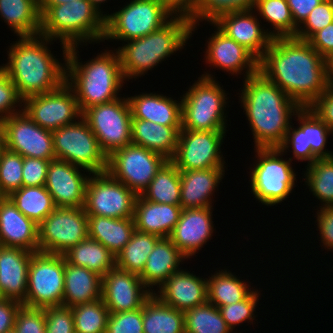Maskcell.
Masks as SVG:
<instances>
[{
  "label": "cell",
  "instance_id": "cell-34",
  "mask_svg": "<svg viewBox=\"0 0 333 333\" xmlns=\"http://www.w3.org/2000/svg\"><path fill=\"white\" fill-rule=\"evenodd\" d=\"M135 230L133 218L88 215V237L100 242L115 257L130 241Z\"/></svg>",
  "mask_w": 333,
  "mask_h": 333
},
{
  "label": "cell",
  "instance_id": "cell-15",
  "mask_svg": "<svg viewBox=\"0 0 333 333\" xmlns=\"http://www.w3.org/2000/svg\"><path fill=\"white\" fill-rule=\"evenodd\" d=\"M137 195L107 171L92 173L86 186L84 210L87 215L133 218Z\"/></svg>",
  "mask_w": 333,
  "mask_h": 333
},
{
  "label": "cell",
  "instance_id": "cell-43",
  "mask_svg": "<svg viewBox=\"0 0 333 333\" xmlns=\"http://www.w3.org/2000/svg\"><path fill=\"white\" fill-rule=\"evenodd\" d=\"M264 22L273 26L272 37H295L297 26L294 24L287 0H256L253 8Z\"/></svg>",
  "mask_w": 333,
  "mask_h": 333
},
{
  "label": "cell",
  "instance_id": "cell-57",
  "mask_svg": "<svg viewBox=\"0 0 333 333\" xmlns=\"http://www.w3.org/2000/svg\"><path fill=\"white\" fill-rule=\"evenodd\" d=\"M317 213L316 225L320 233V240L325 249L333 250V207H321Z\"/></svg>",
  "mask_w": 333,
  "mask_h": 333
},
{
  "label": "cell",
  "instance_id": "cell-11",
  "mask_svg": "<svg viewBox=\"0 0 333 333\" xmlns=\"http://www.w3.org/2000/svg\"><path fill=\"white\" fill-rule=\"evenodd\" d=\"M64 272V255L34 252L28 266L26 298L22 304L31 308L62 305Z\"/></svg>",
  "mask_w": 333,
  "mask_h": 333
},
{
  "label": "cell",
  "instance_id": "cell-5",
  "mask_svg": "<svg viewBox=\"0 0 333 333\" xmlns=\"http://www.w3.org/2000/svg\"><path fill=\"white\" fill-rule=\"evenodd\" d=\"M192 26L188 15L175 14L158 30L118 47L116 51L125 81L145 75L165 58L183 49L193 35Z\"/></svg>",
  "mask_w": 333,
  "mask_h": 333
},
{
  "label": "cell",
  "instance_id": "cell-44",
  "mask_svg": "<svg viewBox=\"0 0 333 333\" xmlns=\"http://www.w3.org/2000/svg\"><path fill=\"white\" fill-rule=\"evenodd\" d=\"M183 313L185 333H232L218 308L208 301Z\"/></svg>",
  "mask_w": 333,
  "mask_h": 333
},
{
  "label": "cell",
  "instance_id": "cell-66",
  "mask_svg": "<svg viewBox=\"0 0 333 333\" xmlns=\"http://www.w3.org/2000/svg\"><path fill=\"white\" fill-rule=\"evenodd\" d=\"M331 74H332V82H333V63L331 64Z\"/></svg>",
  "mask_w": 333,
  "mask_h": 333
},
{
  "label": "cell",
  "instance_id": "cell-51",
  "mask_svg": "<svg viewBox=\"0 0 333 333\" xmlns=\"http://www.w3.org/2000/svg\"><path fill=\"white\" fill-rule=\"evenodd\" d=\"M106 333H143V307L134 311L109 313Z\"/></svg>",
  "mask_w": 333,
  "mask_h": 333
},
{
  "label": "cell",
  "instance_id": "cell-58",
  "mask_svg": "<svg viewBox=\"0 0 333 333\" xmlns=\"http://www.w3.org/2000/svg\"><path fill=\"white\" fill-rule=\"evenodd\" d=\"M22 305L16 300L7 298L0 301V333L14 330L16 315Z\"/></svg>",
  "mask_w": 333,
  "mask_h": 333
},
{
  "label": "cell",
  "instance_id": "cell-18",
  "mask_svg": "<svg viewBox=\"0 0 333 333\" xmlns=\"http://www.w3.org/2000/svg\"><path fill=\"white\" fill-rule=\"evenodd\" d=\"M23 111L37 125L51 131L82 117L74 91L66 82L51 92L26 98Z\"/></svg>",
  "mask_w": 333,
  "mask_h": 333
},
{
  "label": "cell",
  "instance_id": "cell-45",
  "mask_svg": "<svg viewBox=\"0 0 333 333\" xmlns=\"http://www.w3.org/2000/svg\"><path fill=\"white\" fill-rule=\"evenodd\" d=\"M71 309L75 333H106L109 311L102 298Z\"/></svg>",
  "mask_w": 333,
  "mask_h": 333
},
{
  "label": "cell",
  "instance_id": "cell-16",
  "mask_svg": "<svg viewBox=\"0 0 333 333\" xmlns=\"http://www.w3.org/2000/svg\"><path fill=\"white\" fill-rule=\"evenodd\" d=\"M299 126L290 125L284 142L279 149L286 153L289 147L298 161L312 164L318 158L333 157V152L325 149L329 135L333 131L309 107H301L295 114ZM327 150V151H326Z\"/></svg>",
  "mask_w": 333,
  "mask_h": 333
},
{
  "label": "cell",
  "instance_id": "cell-42",
  "mask_svg": "<svg viewBox=\"0 0 333 333\" xmlns=\"http://www.w3.org/2000/svg\"><path fill=\"white\" fill-rule=\"evenodd\" d=\"M306 167V187L323 203L321 207H333V157L318 158Z\"/></svg>",
  "mask_w": 333,
  "mask_h": 333
},
{
  "label": "cell",
  "instance_id": "cell-37",
  "mask_svg": "<svg viewBox=\"0 0 333 333\" xmlns=\"http://www.w3.org/2000/svg\"><path fill=\"white\" fill-rule=\"evenodd\" d=\"M63 255L69 264L85 267L102 277L115 267L114 254L100 242L89 237Z\"/></svg>",
  "mask_w": 333,
  "mask_h": 333
},
{
  "label": "cell",
  "instance_id": "cell-52",
  "mask_svg": "<svg viewBox=\"0 0 333 333\" xmlns=\"http://www.w3.org/2000/svg\"><path fill=\"white\" fill-rule=\"evenodd\" d=\"M46 321L45 333H75L71 307L49 306L43 308Z\"/></svg>",
  "mask_w": 333,
  "mask_h": 333
},
{
  "label": "cell",
  "instance_id": "cell-48",
  "mask_svg": "<svg viewBox=\"0 0 333 333\" xmlns=\"http://www.w3.org/2000/svg\"><path fill=\"white\" fill-rule=\"evenodd\" d=\"M259 291L253 289V291L242 301L237 303H232L226 306L218 307V310L221 313V316L227 323V326L233 331L236 325L239 326L243 322H253L255 320V307L257 308V303L259 302L258 298Z\"/></svg>",
  "mask_w": 333,
  "mask_h": 333
},
{
  "label": "cell",
  "instance_id": "cell-29",
  "mask_svg": "<svg viewBox=\"0 0 333 333\" xmlns=\"http://www.w3.org/2000/svg\"><path fill=\"white\" fill-rule=\"evenodd\" d=\"M180 205L159 204L137 196L134 206V224L139 232L168 238L179 221Z\"/></svg>",
  "mask_w": 333,
  "mask_h": 333
},
{
  "label": "cell",
  "instance_id": "cell-60",
  "mask_svg": "<svg viewBox=\"0 0 333 333\" xmlns=\"http://www.w3.org/2000/svg\"><path fill=\"white\" fill-rule=\"evenodd\" d=\"M200 2V0H167L169 7L176 14L188 15Z\"/></svg>",
  "mask_w": 333,
  "mask_h": 333
},
{
  "label": "cell",
  "instance_id": "cell-65",
  "mask_svg": "<svg viewBox=\"0 0 333 333\" xmlns=\"http://www.w3.org/2000/svg\"><path fill=\"white\" fill-rule=\"evenodd\" d=\"M3 299H5V297L3 296L1 290H0V301H2Z\"/></svg>",
  "mask_w": 333,
  "mask_h": 333
},
{
  "label": "cell",
  "instance_id": "cell-13",
  "mask_svg": "<svg viewBox=\"0 0 333 333\" xmlns=\"http://www.w3.org/2000/svg\"><path fill=\"white\" fill-rule=\"evenodd\" d=\"M167 161L161 154L129 144L107 157L106 171L139 196Z\"/></svg>",
  "mask_w": 333,
  "mask_h": 333
},
{
  "label": "cell",
  "instance_id": "cell-61",
  "mask_svg": "<svg viewBox=\"0 0 333 333\" xmlns=\"http://www.w3.org/2000/svg\"><path fill=\"white\" fill-rule=\"evenodd\" d=\"M90 4L91 7L98 13L99 16H101L104 20H106L108 18L107 13L103 14V12L101 11V4L105 1L107 2V0H87Z\"/></svg>",
  "mask_w": 333,
  "mask_h": 333
},
{
  "label": "cell",
  "instance_id": "cell-24",
  "mask_svg": "<svg viewBox=\"0 0 333 333\" xmlns=\"http://www.w3.org/2000/svg\"><path fill=\"white\" fill-rule=\"evenodd\" d=\"M212 207L182 209L169 238L188 259L211 240L214 231Z\"/></svg>",
  "mask_w": 333,
  "mask_h": 333
},
{
  "label": "cell",
  "instance_id": "cell-64",
  "mask_svg": "<svg viewBox=\"0 0 333 333\" xmlns=\"http://www.w3.org/2000/svg\"><path fill=\"white\" fill-rule=\"evenodd\" d=\"M6 196L1 192V190H0V203H1V201L5 198Z\"/></svg>",
  "mask_w": 333,
  "mask_h": 333
},
{
  "label": "cell",
  "instance_id": "cell-10",
  "mask_svg": "<svg viewBox=\"0 0 333 333\" xmlns=\"http://www.w3.org/2000/svg\"><path fill=\"white\" fill-rule=\"evenodd\" d=\"M52 136L57 160L67 161L89 173L106 172L107 156L83 117L75 123L53 130Z\"/></svg>",
  "mask_w": 333,
  "mask_h": 333
},
{
  "label": "cell",
  "instance_id": "cell-2",
  "mask_svg": "<svg viewBox=\"0 0 333 333\" xmlns=\"http://www.w3.org/2000/svg\"><path fill=\"white\" fill-rule=\"evenodd\" d=\"M241 106L254 137V148L279 147L301 106L280 87L257 72L243 81Z\"/></svg>",
  "mask_w": 333,
  "mask_h": 333
},
{
  "label": "cell",
  "instance_id": "cell-3",
  "mask_svg": "<svg viewBox=\"0 0 333 333\" xmlns=\"http://www.w3.org/2000/svg\"><path fill=\"white\" fill-rule=\"evenodd\" d=\"M9 46L8 61L0 67L8 74L20 97L45 94L60 87L66 78V60L59 62L50 48L53 39L42 35L18 37Z\"/></svg>",
  "mask_w": 333,
  "mask_h": 333
},
{
  "label": "cell",
  "instance_id": "cell-27",
  "mask_svg": "<svg viewBox=\"0 0 333 333\" xmlns=\"http://www.w3.org/2000/svg\"><path fill=\"white\" fill-rule=\"evenodd\" d=\"M33 253L0 245V290L5 298L25 301L28 266Z\"/></svg>",
  "mask_w": 333,
  "mask_h": 333
},
{
  "label": "cell",
  "instance_id": "cell-7",
  "mask_svg": "<svg viewBox=\"0 0 333 333\" xmlns=\"http://www.w3.org/2000/svg\"><path fill=\"white\" fill-rule=\"evenodd\" d=\"M181 130L227 131V94L215 76L205 72L180 97Z\"/></svg>",
  "mask_w": 333,
  "mask_h": 333
},
{
  "label": "cell",
  "instance_id": "cell-55",
  "mask_svg": "<svg viewBox=\"0 0 333 333\" xmlns=\"http://www.w3.org/2000/svg\"><path fill=\"white\" fill-rule=\"evenodd\" d=\"M332 131H333V82L309 106Z\"/></svg>",
  "mask_w": 333,
  "mask_h": 333
},
{
  "label": "cell",
  "instance_id": "cell-59",
  "mask_svg": "<svg viewBox=\"0 0 333 333\" xmlns=\"http://www.w3.org/2000/svg\"><path fill=\"white\" fill-rule=\"evenodd\" d=\"M322 1L324 0H287L294 24L299 27Z\"/></svg>",
  "mask_w": 333,
  "mask_h": 333
},
{
  "label": "cell",
  "instance_id": "cell-9",
  "mask_svg": "<svg viewBox=\"0 0 333 333\" xmlns=\"http://www.w3.org/2000/svg\"><path fill=\"white\" fill-rule=\"evenodd\" d=\"M255 165L253 164L249 180L251 193L263 205L274 206L294 190L296 173L291 165L292 158L285 160L279 147L255 148ZM282 155V156H281ZM281 158H280V157Z\"/></svg>",
  "mask_w": 333,
  "mask_h": 333
},
{
  "label": "cell",
  "instance_id": "cell-38",
  "mask_svg": "<svg viewBox=\"0 0 333 333\" xmlns=\"http://www.w3.org/2000/svg\"><path fill=\"white\" fill-rule=\"evenodd\" d=\"M227 270H218L207 278L208 302L217 308L242 301L253 291L245 280Z\"/></svg>",
  "mask_w": 333,
  "mask_h": 333
},
{
  "label": "cell",
  "instance_id": "cell-47",
  "mask_svg": "<svg viewBox=\"0 0 333 333\" xmlns=\"http://www.w3.org/2000/svg\"><path fill=\"white\" fill-rule=\"evenodd\" d=\"M23 157L5 149L0 159V190L5 196L22 187Z\"/></svg>",
  "mask_w": 333,
  "mask_h": 333
},
{
  "label": "cell",
  "instance_id": "cell-62",
  "mask_svg": "<svg viewBox=\"0 0 333 333\" xmlns=\"http://www.w3.org/2000/svg\"><path fill=\"white\" fill-rule=\"evenodd\" d=\"M73 0H38V6H56Z\"/></svg>",
  "mask_w": 333,
  "mask_h": 333
},
{
  "label": "cell",
  "instance_id": "cell-40",
  "mask_svg": "<svg viewBox=\"0 0 333 333\" xmlns=\"http://www.w3.org/2000/svg\"><path fill=\"white\" fill-rule=\"evenodd\" d=\"M180 170L168 160L156 173L141 196L159 204L180 205Z\"/></svg>",
  "mask_w": 333,
  "mask_h": 333
},
{
  "label": "cell",
  "instance_id": "cell-1",
  "mask_svg": "<svg viewBox=\"0 0 333 333\" xmlns=\"http://www.w3.org/2000/svg\"><path fill=\"white\" fill-rule=\"evenodd\" d=\"M259 72L301 107H308L332 81L331 63L295 37L273 38L259 60Z\"/></svg>",
  "mask_w": 333,
  "mask_h": 333
},
{
  "label": "cell",
  "instance_id": "cell-25",
  "mask_svg": "<svg viewBox=\"0 0 333 333\" xmlns=\"http://www.w3.org/2000/svg\"><path fill=\"white\" fill-rule=\"evenodd\" d=\"M158 289L153 294L161 302L183 312L208 301L207 278L186 269L173 273Z\"/></svg>",
  "mask_w": 333,
  "mask_h": 333
},
{
  "label": "cell",
  "instance_id": "cell-8",
  "mask_svg": "<svg viewBox=\"0 0 333 333\" xmlns=\"http://www.w3.org/2000/svg\"><path fill=\"white\" fill-rule=\"evenodd\" d=\"M105 20L104 40L144 37L165 25L176 13L167 0H131Z\"/></svg>",
  "mask_w": 333,
  "mask_h": 333
},
{
  "label": "cell",
  "instance_id": "cell-31",
  "mask_svg": "<svg viewBox=\"0 0 333 333\" xmlns=\"http://www.w3.org/2000/svg\"><path fill=\"white\" fill-rule=\"evenodd\" d=\"M184 259L187 258L169 237L160 238L148 256L145 268L139 277L144 286L154 293L151 288L154 286L159 288L173 273L180 270L179 265Z\"/></svg>",
  "mask_w": 333,
  "mask_h": 333
},
{
  "label": "cell",
  "instance_id": "cell-20",
  "mask_svg": "<svg viewBox=\"0 0 333 333\" xmlns=\"http://www.w3.org/2000/svg\"><path fill=\"white\" fill-rule=\"evenodd\" d=\"M152 294L135 273L114 267L102 277V299L109 313L137 310Z\"/></svg>",
  "mask_w": 333,
  "mask_h": 333
},
{
  "label": "cell",
  "instance_id": "cell-21",
  "mask_svg": "<svg viewBox=\"0 0 333 333\" xmlns=\"http://www.w3.org/2000/svg\"><path fill=\"white\" fill-rule=\"evenodd\" d=\"M80 168L67 161H50L44 186L56 207H84L86 186L92 173L87 176L84 173L89 171Z\"/></svg>",
  "mask_w": 333,
  "mask_h": 333
},
{
  "label": "cell",
  "instance_id": "cell-32",
  "mask_svg": "<svg viewBox=\"0 0 333 333\" xmlns=\"http://www.w3.org/2000/svg\"><path fill=\"white\" fill-rule=\"evenodd\" d=\"M181 126H165L141 119L131 121L132 144L171 160L176 152Z\"/></svg>",
  "mask_w": 333,
  "mask_h": 333
},
{
  "label": "cell",
  "instance_id": "cell-33",
  "mask_svg": "<svg viewBox=\"0 0 333 333\" xmlns=\"http://www.w3.org/2000/svg\"><path fill=\"white\" fill-rule=\"evenodd\" d=\"M102 298V276L65 259L62 305L73 307Z\"/></svg>",
  "mask_w": 333,
  "mask_h": 333
},
{
  "label": "cell",
  "instance_id": "cell-35",
  "mask_svg": "<svg viewBox=\"0 0 333 333\" xmlns=\"http://www.w3.org/2000/svg\"><path fill=\"white\" fill-rule=\"evenodd\" d=\"M0 17L16 36L40 35L38 0H0Z\"/></svg>",
  "mask_w": 333,
  "mask_h": 333
},
{
  "label": "cell",
  "instance_id": "cell-49",
  "mask_svg": "<svg viewBox=\"0 0 333 333\" xmlns=\"http://www.w3.org/2000/svg\"><path fill=\"white\" fill-rule=\"evenodd\" d=\"M333 22V0L318 4L297 28L295 38L308 41L317 31Z\"/></svg>",
  "mask_w": 333,
  "mask_h": 333
},
{
  "label": "cell",
  "instance_id": "cell-22",
  "mask_svg": "<svg viewBox=\"0 0 333 333\" xmlns=\"http://www.w3.org/2000/svg\"><path fill=\"white\" fill-rule=\"evenodd\" d=\"M216 31L208 38L205 60L211 67L238 76L245 70L244 79L259 71V60L245 47L224 34L214 23Z\"/></svg>",
  "mask_w": 333,
  "mask_h": 333
},
{
  "label": "cell",
  "instance_id": "cell-67",
  "mask_svg": "<svg viewBox=\"0 0 333 333\" xmlns=\"http://www.w3.org/2000/svg\"><path fill=\"white\" fill-rule=\"evenodd\" d=\"M8 333H16V332H15V330H12V331H10V332H8Z\"/></svg>",
  "mask_w": 333,
  "mask_h": 333
},
{
  "label": "cell",
  "instance_id": "cell-19",
  "mask_svg": "<svg viewBox=\"0 0 333 333\" xmlns=\"http://www.w3.org/2000/svg\"><path fill=\"white\" fill-rule=\"evenodd\" d=\"M6 149L22 157L55 160L52 131L37 125L24 111L0 123Z\"/></svg>",
  "mask_w": 333,
  "mask_h": 333
},
{
  "label": "cell",
  "instance_id": "cell-36",
  "mask_svg": "<svg viewBox=\"0 0 333 333\" xmlns=\"http://www.w3.org/2000/svg\"><path fill=\"white\" fill-rule=\"evenodd\" d=\"M143 333H185L183 311L164 304L152 294L143 305Z\"/></svg>",
  "mask_w": 333,
  "mask_h": 333
},
{
  "label": "cell",
  "instance_id": "cell-63",
  "mask_svg": "<svg viewBox=\"0 0 333 333\" xmlns=\"http://www.w3.org/2000/svg\"><path fill=\"white\" fill-rule=\"evenodd\" d=\"M6 149V144H5V137L3 132L0 130V159L2 152Z\"/></svg>",
  "mask_w": 333,
  "mask_h": 333
},
{
  "label": "cell",
  "instance_id": "cell-12",
  "mask_svg": "<svg viewBox=\"0 0 333 333\" xmlns=\"http://www.w3.org/2000/svg\"><path fill=\"white\" fill-rule=\"evenodd\" d=\"M82 117L87 121L107 157L115 150L132 144V115L126 97L94 105L86 109Z\"/></svg>",
  "mask_w": 333,
  "mask_h": 333
},
{
  "label": "cell",
  "instance_id": "cell-30",
  "mask_svg": "<svg viewBox=\"0 0 333 333\" xmlns=\"http://www.w3.org/2000/svg\"><path fill=\"white\" fill-rule=\"evenodd\" d=\"M156 93H142L129 101L132 119H141L165 126H181V101Z\"/></svg>",
  "mask_w": 333,
  "mask_h": 333
},
{
  "label": "cell",
  "instance_id": "cell-23",
  "mask_svg": "<svg viewBox=\"0 0 333 333\" xmlns=\"http://www.w3.org/2000/svg\"><path fill=\"white\" fill-rule=\"evenodd\" d=\"M254 9L221 15L213 23L260 60L272 42V30L262 28Z\"/></svg>",
  "mask_w": 333,
  "mask_h": 333
},
{
  "label": "cell",
  "instance_id": "cell-46",
  "mask_svg": "<svg viewBox=\"0 0 333 333\" xmlns=\"http://www.w3.org/2000/svg\"><path fill=\"white\" fill-rule=\"evenodd\" d=\"M255 3L256 0H200L188 14L193 24L192 31L194 32L196 26H199L202 21L213 23L221 15L253 9Z\"/></svg>",
  "mask_w": 333,
  "mask_h": 333
},
{
  "label": "cell",
  "instance_id": "cell-53",
  "mask_svg": "<svg viewBox=\"0 0 333 333\" xmlns=\"http://www.w3.org/2000/svg\"><path fill=\"white\" fill-rule=\"evenodd\" d=\"M14 330L16 333H45L46 321L43 308L22 305L16 315Z\"/></svg>",
  "mask_w": 333,
  "mask_h": 333
},
{
  "label": "cell",
  "instance_id": "cell-50",
  "mask_svg": "<svg viewBox=\"0 0 333 333\" xmlns=\"http://www.w3.org/2000/svg\"><path fill=\"white\" fill-rule=\"evenodd\" d=\"M22 103H24V100L18 94L16 86L0 67V123L5 118L22 112ZM17 106H19V109H16Z\"/></svg>",
  "mask_w": 333,
  "mask_h": 333
},
{
  "label": "cell",
  "instance_id": "cell-17",
  "mask_svg": "<svg viewBox=\"0 0 333 333\" xmlns=\"http://www.w3.org/2000/svg\"><path fill=\"white\" fill-rule=\"evenodd\" d=\"M225 133L226 131L181 130L175 155L170 161L180 171L225 168L226 163L221 154Z\"/></svg>",
  "mask_w": 333,
  "mask_h": 333
},
{
  "label": "cell",
  "instance_id": "cell-54",
  "mask_svg": "<svg viewBox=\"0 0 333 333\" xmlns=\"http://www.w3.org/2000/svg\"><path fill=\"white\" fill-rule=\"evenodd\" d=\"M50 160L23 157L22 186L45 185Z\"/></svg>",
  "mask_w": 333,
  "mask_h": 333
},
{
  "label": "cell",
  "instance_id": "cell-6",
  "mask_svg": "<svg viewBox=\"0 0 333 333\" xmlns=\"http://www.w3.org/2000/svg\"><path fill=\"white\" fill-rule=\"evenodd\" d=\"M38 8L40 35L60 40L63 60H66L70 46L103 41L105 20L87 0H73L61 5L38 6Z\"/></svg>",
  "mask_w": 333,
  "mask_h": 333
},
{
  "label": "cell",
  "instance_id": "cell-39",
  "mask_svg": "<svg viewBox=\"0 0 333 333\" xmlns=\"http://www.w3.org/2000/svg\"><path fill=\"white\" fill-rule=\"evenodd\" d=\"M17 209L39 225L57 207L44 185L22 186L8 196Z\"/></svg>",
  "mask_w": 333,
  "mask_h": 333
},
{
  "label": "cell",
  "instance_id": "cell-28",
  "mask_svg": "<svg viewBox=\"0 0 333 333\" xmlns=\"http://www.w3.org/2000/svg\"><path fill=\"white\" fill-rule=\"evenodd\" d=\"M225 168L180 171L182 209L212 207V195L223 179Z\"/></svg>",
  "mask_w": 333,
  "mask_h": 333
},
{
  "label": "cell",
  "instance_id": "cell-26",
  "mask_svg": "<svg viewBox=\"0 0 333 333\" xmlns=\"http://www.w3.org/2000/svg\"><path fill=\"white\" fill-rule=\"evenodd\" d=\"M0 245L38 252V225L6 196L0 203Z\"/></svg>",
  "mask_w": 333,
  "mask_h": 333
},
{
  "label": "cell",
  "instance_id": "cell-41",
  "mask_svg": "<svg viewBox=\"0 0 333 333\" xmlns=\"http://www.w3.org/2000/svg\"><path fill=\"white\" fill-rule=\"evenodd\" d=\"M160 237L135 230L130 241L115 257V267L140 275Z\"/></svg>",
  "mask_w": 333,
  "mask_h": 333
},
{
  "label": "cell",
  "instance_id": "cell-14",
  "mask_svg": "<svg viewBox=\"0 0 333 333\" xmlns=\"http://www.w3.org/2000/svg\"><path fill=\"white\" fill-rule=\"evenodd\" d=\"M87 238L84 207H57L38 225L39 252L63 255Z\"/></svg>",
  "mask_w": 333,
  "mask_h": 333
},
{
  "label": "cell",
  "instance_id": "cell-56",
  "mask_svg": "<svg viewBox=\"0 0 333 333\" xmlns=\"http://www.w3.org/2000/svg\"><path fill=\"white\" fill-rule=\"evenodd\" d=\"M308 42L322 57L333 63V22L317 31Z\"/></svg>",
  "mask_w": 333,
  "mask_h": 333
},
{
  "label": "cell",
  "instance_id": "cell-4",
  "mask_svg": "<svg viewBox=\"0 0 333 333\" xmlns=\"http://www.w3.org/2000/svg\"><path fill=\"white\" fill-rule=\"evenodd\" d=\"M77 46L68 48L65 82L74 91L81 113L94 105L120 98L118 94L125 79L117 51L105 50L82 64L77 57Z\"/></svg>",
  "mask_w": 333,
  "mask_h": 333
}]
</instances>
